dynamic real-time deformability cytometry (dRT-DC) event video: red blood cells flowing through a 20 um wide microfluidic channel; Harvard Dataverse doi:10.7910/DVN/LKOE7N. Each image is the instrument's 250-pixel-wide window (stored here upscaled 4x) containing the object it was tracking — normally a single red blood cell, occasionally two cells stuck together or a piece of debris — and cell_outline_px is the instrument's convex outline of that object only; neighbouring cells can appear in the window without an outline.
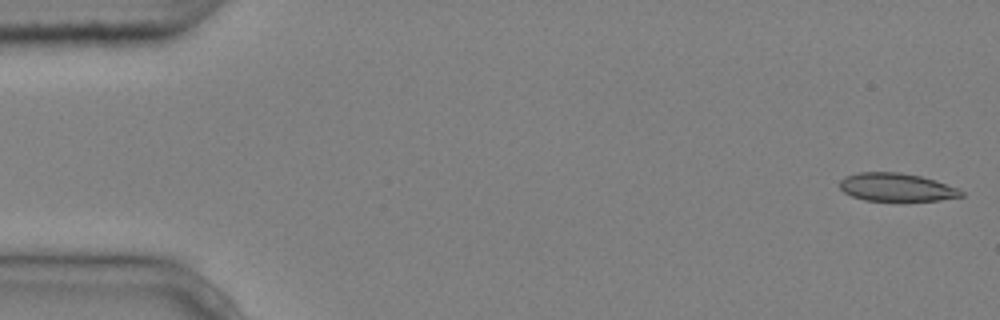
{"species": "common noctule bat (a hibernating species)", "species_latin": "Nyctalus noctula", "temperature_condition": "cold", "stored_images_in_passage": 4, "camera_frame_rate_fps": 3000, "um_per_image_px": 0.085, "animal": {"sex": "male", "body_mass_g": 20.4}, "frame": {"image": 1, "passage_image": 1, "time_ms": 0.0, "image_size_px": [1000, 320], "cell_outline_px": [[964, 196], [940, 200], [864, 200], [852, 196], [844, 192], [840, 188], [840, 180], [848, 176], [860, 172], [900, 172], [920, 176], [936, 180], [956, 188], [964, 192]], "centroid_in_image_um": [76.21, 15.91], "position_along_channel_um": 8.8, "area_um2": 19.65}}
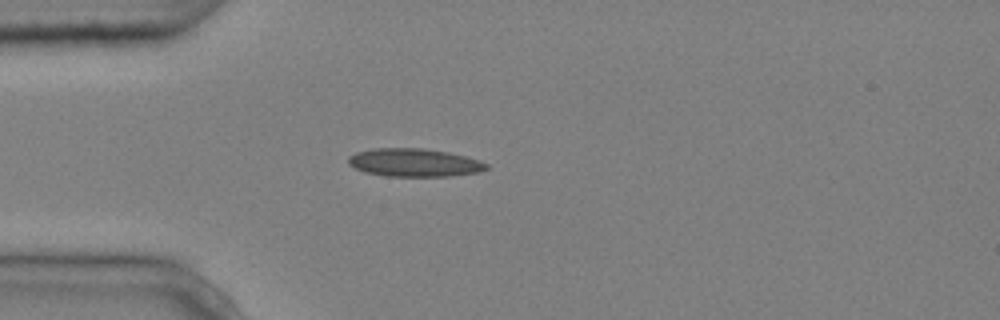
{"frame": {"image": 2, "passage_image": 4, "time_ms": 1.0, "image_size_px": [1000, 320], "cell_outline_px": [[488, 168], [480, 172], [448, 176], [388, 176], [364, 172], [348, 164], [348, 156], [356, 152], [372, 148], [424, 148], [448, 152], [480, 160], [488, 164]], "centroid_in_image_um": [35.2, 13.81], "position_along_channel_um": 49.8, "area_um2": 22.66}}